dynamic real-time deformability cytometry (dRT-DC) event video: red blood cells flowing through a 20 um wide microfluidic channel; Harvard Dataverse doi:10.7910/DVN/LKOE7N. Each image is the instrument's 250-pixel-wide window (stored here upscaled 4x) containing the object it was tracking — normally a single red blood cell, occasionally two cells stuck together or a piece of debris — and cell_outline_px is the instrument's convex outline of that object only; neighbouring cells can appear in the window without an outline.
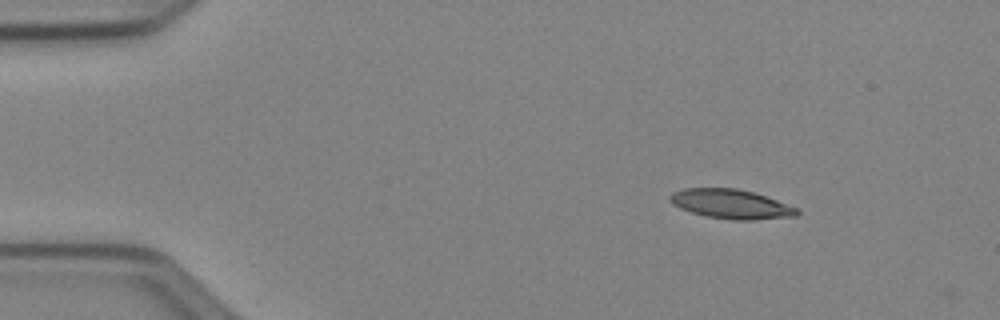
{"species": "Egyptian fruit bat (a non-hibernating species)", "species_latin": "Rousettus aegyptiacus", "temperature_condition": "cold", "stored_images_in_passage": 2, "camera_frame_rate_fps": 3000, "um_per_image_px": 0.085, "animal": {"sex": "female"}, "frame": {"image": 1, "passage_image": 1, "time_ms": 0.0, "image_size_px": [1000, 320], "cell_outline_px": [[800, 212], [796, 216], [752, 220], [732, 220], [704, 216], [680, 208], [672, 204], [668, 196], [672, 192], [684, 188], [736, 188], [752, 192], [800, 208]], "centroid_in_image_um": [62.13, 17.35], "position_along_channel_um": 22.9, "area_um2": 21.79}}